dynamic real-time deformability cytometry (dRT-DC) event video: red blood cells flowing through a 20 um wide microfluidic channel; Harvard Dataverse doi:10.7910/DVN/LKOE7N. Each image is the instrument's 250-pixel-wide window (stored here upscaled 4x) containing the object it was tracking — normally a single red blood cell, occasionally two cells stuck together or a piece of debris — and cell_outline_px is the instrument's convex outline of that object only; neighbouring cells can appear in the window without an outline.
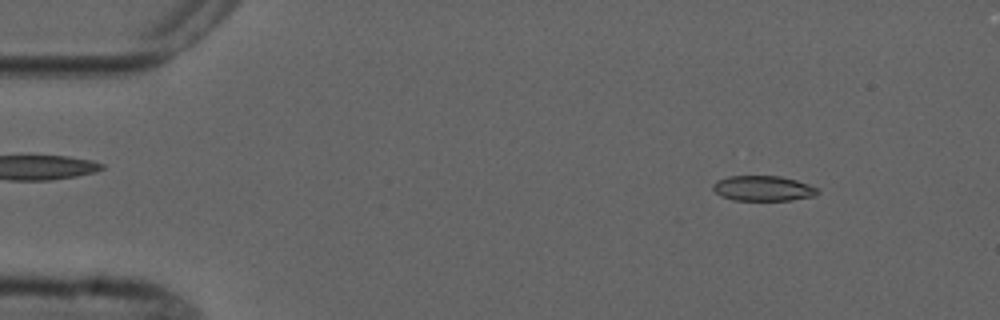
{"species": "common noctule bat (a hibernating species)", "species_latin": "Nyctalus noctula", "temperature_condition": "cold", "stored_images_in_passage": 3, "camera_frame_rate_fps": 3000, "um_per_image_px": 0.085, "animal": {"sex": "male", "forearm_length_mm": 52.5}, "frame": {"image": 1, "passage_image": 1, "time_ms": 0.0, "image_size_px": [1000, 320], "cell_outline_px": [[820, 192], [816, 196], [792, 200], [732, 200], [720, 196], [712, 188], [712, 184], [716, 180], [728, 176], [780, 176], [796, 180], [808, 184], [816, 188]], "centroid_in_image_um": [64.84, 16.01], "position_along_channel_um": 20.2, "area_um2": 15.49}}